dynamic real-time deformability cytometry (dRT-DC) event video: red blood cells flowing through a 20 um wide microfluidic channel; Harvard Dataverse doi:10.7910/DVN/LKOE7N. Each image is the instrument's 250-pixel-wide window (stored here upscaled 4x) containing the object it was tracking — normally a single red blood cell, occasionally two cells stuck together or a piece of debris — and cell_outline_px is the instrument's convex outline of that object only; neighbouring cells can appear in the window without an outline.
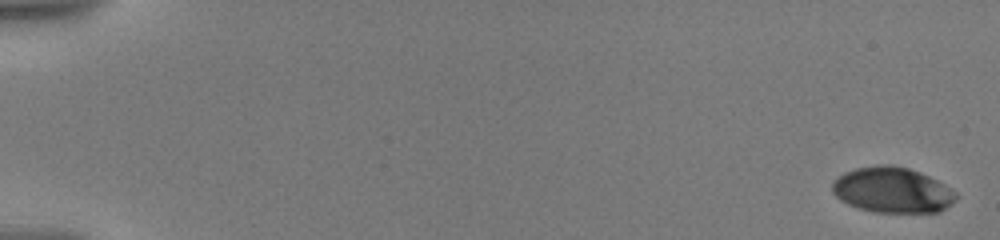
{"species": "human", "species_latin": "Homo sapiens", "temperature_condition": "warm", "stored_images_in_passage": 26, "camera_frame_rate_fps": 3000, "um_per_image_px": 0.085, "donor": {"sex": "male"}, "frame": {"image": 1, "passage_image": 1, "time_ms": 0.0, "image_size_px": [1000, 240], "cell_outline_px": [[956, 200], [940, 212], [872, 212], [848, 204], [840, 200], [832, 192], [832, 180], [844, 172], [856, 168], [876, 164], [892, 164], [908, 168], [920, 172], [944, 184], [956, 192]], "centroid_in_image_um": [75.82, 16.14], "position_along_channel_um": 9.2, "area_um2": 33.0}}
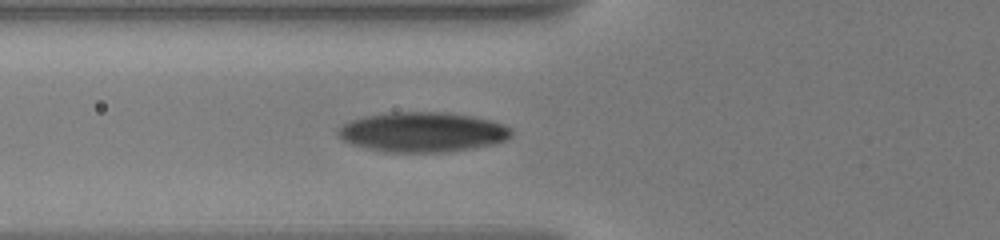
{"frame": {"image": 2, "passage_image": 19, "time_ms": 7.333, "image_size_px": [1000, 240], "cell_outline_px": [[512, 136], [504, 140], [492, 144], [472, 148], [448, 152], [384, 152], [352, 144], [344, 140], [336, 132], [336, 128], [348, 120], [364, 116], [388, 112], [448, 112], [472, 116], [492, 120], [504, 124], [512, 128]], "centroid_in_image_um": [35.9, 11.21], "position_along_channel_um": 89.9, "area_um2": 40.58}}
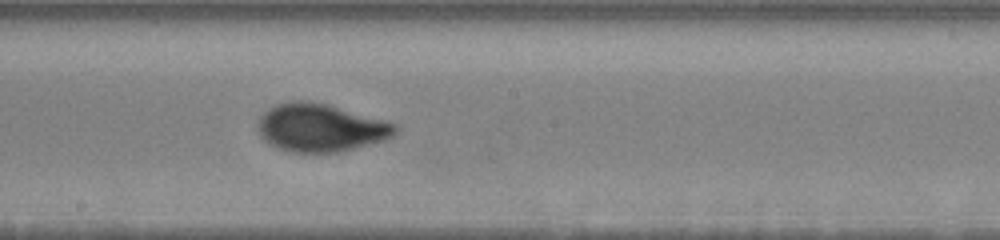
{"frame": {"image": 3, "passage_image": 26, "time_ms": 11.0, "image_size_px": [1000, 240], "cell_outline_px": [[400, 128], [392, 136], [384, 140], [340, 152], [292, 152], [268, 144], [260, 136], [256, 128], [260, 116], [264, 112], [276, 104], [296, 100], [308, 100], [328, 104], [384, 120], [396, 124]], "centroid_in_image_um": [27.23, 10.85], "position_along_channel_um": 221.0, "area_um2": 38.44}}